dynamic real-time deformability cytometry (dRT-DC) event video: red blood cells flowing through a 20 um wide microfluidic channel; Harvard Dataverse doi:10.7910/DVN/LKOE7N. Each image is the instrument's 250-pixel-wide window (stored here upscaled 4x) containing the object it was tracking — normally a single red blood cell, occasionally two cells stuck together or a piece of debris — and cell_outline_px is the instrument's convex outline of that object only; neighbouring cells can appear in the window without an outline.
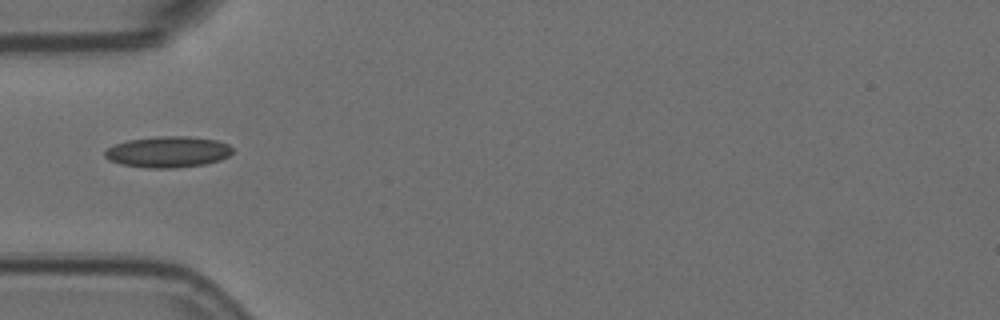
{"species": "Egyptian fruit bat (a non-hibernating species)", "species_latin": "Rousettus aegyptiacus", "temperature_condition": "room temperature", "stored_images_in_passage": 5, "camera_frame_rate_fps": 3000, "um_per_image_px": 0.085, "animal": {"sex": "female"}, "frame": {"image": 1, "passage_image": 1, "time_ms": 0.0, "image_size_px": [1000, 320], "cell_outline_px": [[232, 152], [228, 156], [220, 160], [204, 164], [176, 168], [148, 168], [120, 164], [108, 160], [104, 156], [104, 152], [108, 148], [116, 144], [128, 140], [156, 136], [188, 136], [216, 140], [228, 144], [232, 148]], "centroid_in_image_um": [14.26, 12.91], "position_along_channel_um": 70.7, "area_um2": 23.18}}
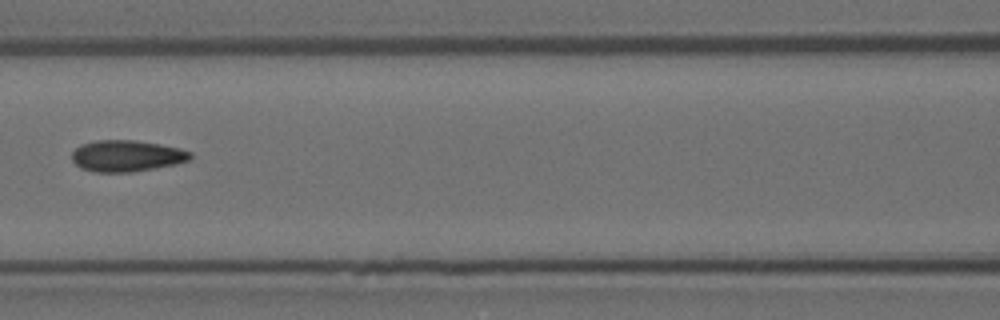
{"frame": {"image": 2, "passage_image": 3, "time_ms": 0.667, "image_size_px": [1000, 320], "cell_outline_px": [[192, 160], [176, 164], [132, 172], [92, 172], [80, 168], [72, 160], [72, 152], [80, 144], [96, 140], [132, 140], [160, 144], [180, 148], [192, 152]], "centroid_in_image_um": [10.77, 13.25], "position_along_channel_um": 155.8, "area_um2": 21.85}}
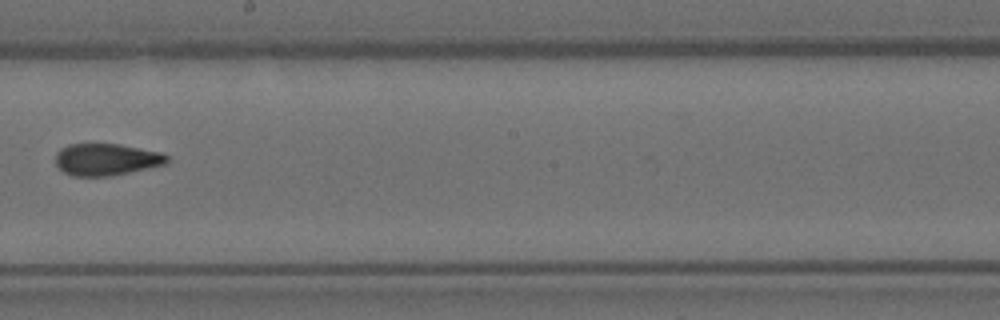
{"frame": {"image": 3, "passage_image": 5, "time_ms": 1.333, "image_size_px": [1000, 320], "cell_outline_px": [[168, 164], [112, 176], [72, 176], [64, 172], [56, 164], [56, 152], [60, 148], [68, 144], [120, 144], [160, 152], [168, 156]], "centroid_in_image_um": [9.05, 13.56], "position_along_channel_um": 239.2, "area_um2": 20.87}}